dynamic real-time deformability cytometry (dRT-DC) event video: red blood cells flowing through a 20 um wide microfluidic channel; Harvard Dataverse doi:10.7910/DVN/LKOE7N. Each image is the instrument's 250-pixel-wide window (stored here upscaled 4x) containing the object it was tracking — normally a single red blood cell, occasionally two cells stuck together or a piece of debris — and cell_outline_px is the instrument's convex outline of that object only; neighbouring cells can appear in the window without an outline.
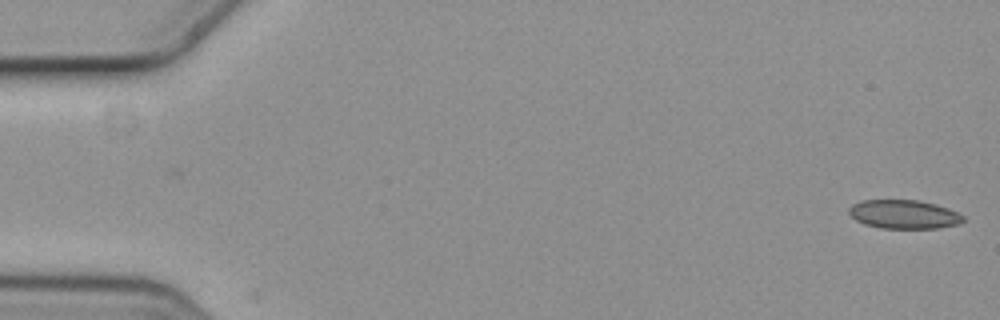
{"species": "common noctule bat (a hibernating species)", "species_latin": "Nyctalus noctula", "temperature_condition": "cold", "stored_images_in_passage": 2, "camera_frame_rate_fps": 3000, "um_per_image_px": 0.085, "animal": {"sex": "female", "body_mass_g": 19.3, "forearm_length_mm": 54.1}, "frame": {"image": 1, "passage_image": 2, "time_ms": 0.333, "image_size_px": [1000, 320], "cell_outline_px": [[964, 220], [960, 224], [936, 228], [880, 228], [864, 224], [856, 220], [848, 212], [848, 208], [852, 204], [860, 200], [920, 200], [936, 204], [948, 208], [964, 216]], "centroid_in_image_um": [76.82, 18.21], "position_along_channel_um": 8.2, "area_um2": 19.25}}